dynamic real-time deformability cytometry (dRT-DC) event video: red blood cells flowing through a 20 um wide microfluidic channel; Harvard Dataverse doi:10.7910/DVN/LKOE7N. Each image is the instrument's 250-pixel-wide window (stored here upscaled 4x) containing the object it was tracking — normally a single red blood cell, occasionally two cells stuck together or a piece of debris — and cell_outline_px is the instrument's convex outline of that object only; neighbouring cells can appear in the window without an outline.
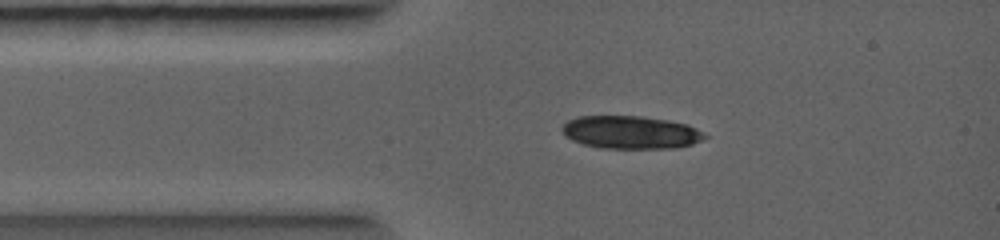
{"species": "common noctule bat (a hibernating species)", "species_latin": "Nyctalus noctula", "temperature_condition": "warm", "stored_images_in_passage": 2, "camera_frame_rate_fps": 5000, "um_per_image_px": 0.085, "animal": {"sex": "female", "body_mass_g": 19.0, "forearm_length_mm": 56.7}, "frame": {"image": 1, "passage_image": 1, "time_ms": 0.0, "image_size_px": [1000, 240], "cell_outline_px": [[708, 136], [692, 144], [664, 148], [612, 148], [584, 144], [568, 136], [564, 132], [564, 124], [568, 120], [576, 116], [640, 116], [668, 120], [688, 124], [704, 132]], "centroid_in_image_um": [53.66, 11.22], "position_along_channel_um": 31.3, "area_um2": 26.76}}